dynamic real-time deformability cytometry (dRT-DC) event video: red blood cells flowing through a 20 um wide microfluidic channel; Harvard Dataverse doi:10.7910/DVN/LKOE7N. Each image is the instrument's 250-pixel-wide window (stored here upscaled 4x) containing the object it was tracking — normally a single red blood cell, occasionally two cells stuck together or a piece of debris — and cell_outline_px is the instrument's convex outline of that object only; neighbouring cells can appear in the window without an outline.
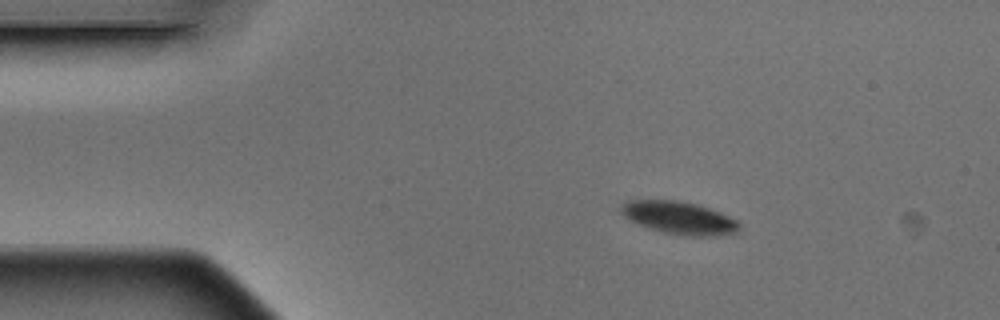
{"species": "Egyptian fruit bat (a non-hibernating species)", "species_latin": "Rousettus aegyptiacus", "temperature_condition": "warm", "stored_images_in_passage": 4, "segment_of_instrument_passage": [1, 2], "camera_frame_rate_fps": 3000, "um_per_image_px": 0.085, "animal": {"sex": "male"}, "frame": {"image": 1, "passage_image": 1, "time_ms": 0.0, "image_size_px": [1000, 320], "cell_outline_px": [[740, 228], [736, 232], [720, 236], [684, 236], [664, 232], [628, 220], [620, 212], [620, 204], [628, 200], [676, 200], [696, 204], [720, 212], [736, 220], [740, 224]], "centroid_in_image_um": [57.72, 18.51], "position_along_channel_um": 27.3, "area_um2": 22.48}}